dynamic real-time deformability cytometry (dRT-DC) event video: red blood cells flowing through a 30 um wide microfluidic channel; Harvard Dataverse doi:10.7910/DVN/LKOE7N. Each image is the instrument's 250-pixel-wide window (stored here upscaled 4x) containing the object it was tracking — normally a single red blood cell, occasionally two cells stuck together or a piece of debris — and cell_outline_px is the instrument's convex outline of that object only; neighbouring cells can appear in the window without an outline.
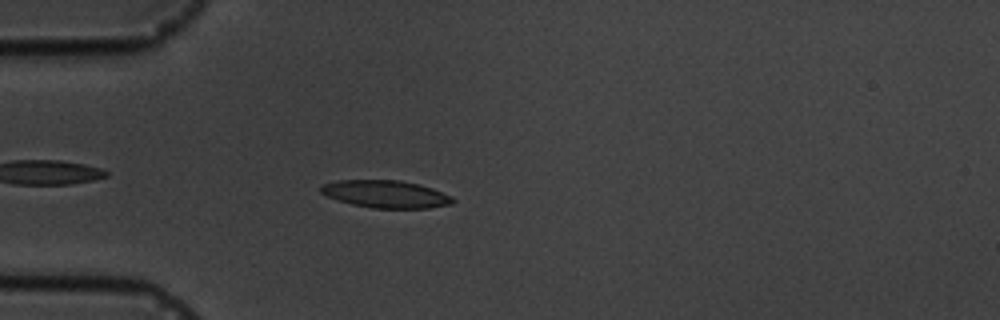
{"species": "common noctule bat (a hibernating species)", "species_latin": "Nyctalus noctula", "temperature_condition": "cold", "stored_images_in_passage": 16, "camera_frame_rate_fps": 3000, "um_per_image_px": 0.085, "animal": {"sex": "male", "body_mass_g": 19.5, "forearm_length_mm": 54.6}, "frame": {"image": 1, "passage_image": 4, "time_ms": 4.333, "image_size_px": [1000, 320], "cell_outline_px": [[456, 200], [452, 204], [428, 208], [372, 208], [352, 204], [328, 196], [320, 192], [320, 188], [324, 184], [336, 180], [400, 180], [432, 188], [452, 196]], "centroid_in_image_um": [32.82, 16.5], "position_along_channel_um": 52.2, "area_um2": 20.98}}
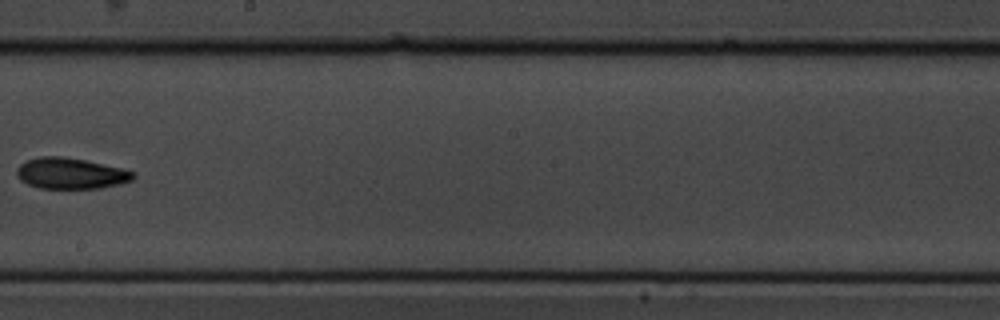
{"frame": {"image": 2, "passage_image": 9, "time_ms": 10.0, "image_size_px": [1000, 320], "cell_outline_px": [[136, 176], [132, 180], [120, 184], [100, 188], [40, 188], [28, 184], [20, 180], [16, 176], [16, 168], [20, 164], [28, 160], [40, 156], [64, 156], [124, 168], [136, 172]], "centroid_in_image_um": [6.03, 14.73], "position_along_channel_um": 242.2, "area_um2": 21.21}}
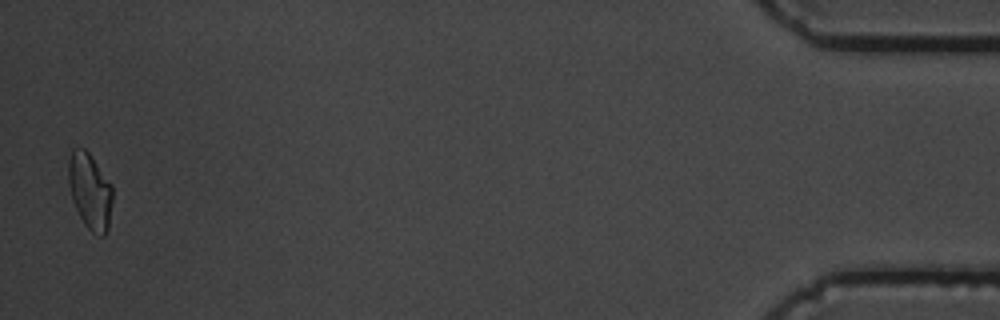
{"frame": {"image": 3, "passage_image": 16, "time_ms": 17.667, "image_size_px": [1000, 320], "cell_outline_px": [[112, 200], [108, 228], [104, 236], [100, 236], [92, 232], [84, 224], [72, 200], [68, 180], [68, 160], [72, 148], [84, 148], [88, 152], [112, 184]], "centroid_in_image_um": [7.64, 16.23], "position_along_channel_um": 427.6, "area_um2": 19.54}, "authors_computed_cell_mechanics": {"area_um2": 20.6924, "velocity_mm_per_s": 3.5526, "shape_relaxation_time_tau1_ms": 6.8959, "shape_relaxation_time_tau2_ms": 10.6201, "deformation_change_tau1": 0.1472, "deformation_change_tau2": 0.1758}}